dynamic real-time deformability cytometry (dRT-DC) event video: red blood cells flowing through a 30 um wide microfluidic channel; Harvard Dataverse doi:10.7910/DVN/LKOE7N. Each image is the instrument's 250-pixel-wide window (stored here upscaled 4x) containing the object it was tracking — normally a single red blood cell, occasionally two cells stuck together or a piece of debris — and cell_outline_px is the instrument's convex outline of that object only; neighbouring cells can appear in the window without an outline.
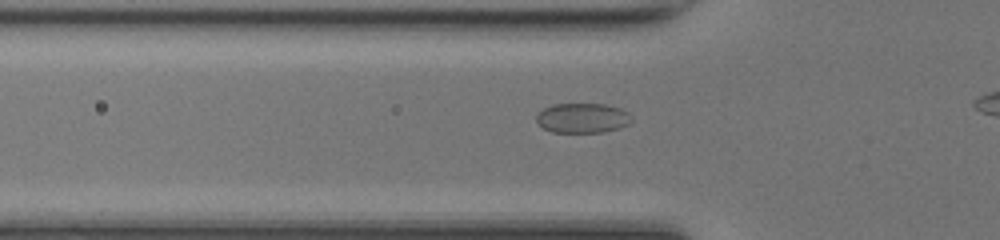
{"species": "common noctule bat (a hibernating species)", "species_latin": "Nyctalus noctula", "temperature_condition": "room temperature", "stored_images_in_passage": 36, "camera_frame_rate_fps": 3000, "um_per_image_px": 0.085, "animal": {"sex": "female", "body_mass_g": 17.0, "forearm_length_mm": 48.0}, "frame": {"image": 1, "passage_image": 12, "time_ms": 3.667, "image_size_px": [1000, 240], "cell_outline_px": [[632, 120], [628, 124], [620, 128], [600, 132], [552, 132], [544, 128], [536, 120], [536, 116], [544, 108], [552, 104], [604, 104], [620, 108], [628, 112]], "centroid_in_image_um": [49.52, 10.03], "position_along_channel_um": 76.3, "area_um2": 16.42}}
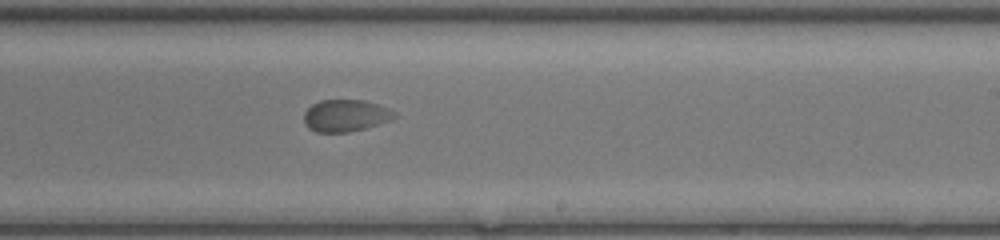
{"frame": {"image": 2, "passage_image": 25, "time_ms": 8.0, "image_size_px": [1000, 240], "cell_outline_px": [[396, 116], [392, 120], [368, 128], [348, 132], [316, 132], [308, 128], [304, 124], [304, 112], [312, 104], [320, 100], [364, 100], [388, 108], [396, 112]], "centroid_in_image_um": [29.38, 9.83], "position_along_channel_um": 259.6, "area_um2": 17.05}}
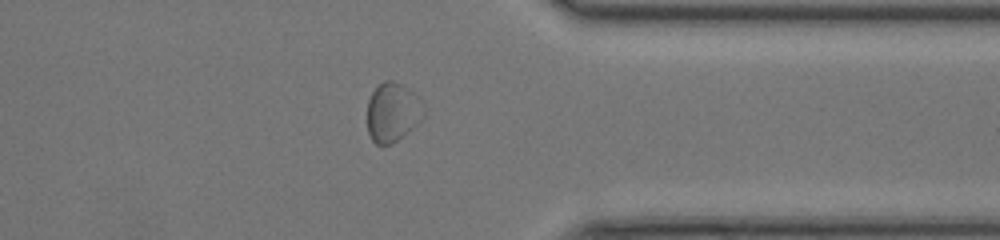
{"frame": {"image": 3, "passage_image": 34, "time_ms": 11.0, "image_size_px": [1000, 240], "cell_outline_px": [[424, 116], [416, 124], [392, 144], [376, 144], [372, 140], [368, 132], [368, 100], [372, 92], [384, 80], [392, 80], [400, 84], [412, 92], [416, 96], [424, 112]], "centroid_in_image_um": [33.33, 9.55], "position_along_channel_um": 378.1, "area_um2": 18.9}}